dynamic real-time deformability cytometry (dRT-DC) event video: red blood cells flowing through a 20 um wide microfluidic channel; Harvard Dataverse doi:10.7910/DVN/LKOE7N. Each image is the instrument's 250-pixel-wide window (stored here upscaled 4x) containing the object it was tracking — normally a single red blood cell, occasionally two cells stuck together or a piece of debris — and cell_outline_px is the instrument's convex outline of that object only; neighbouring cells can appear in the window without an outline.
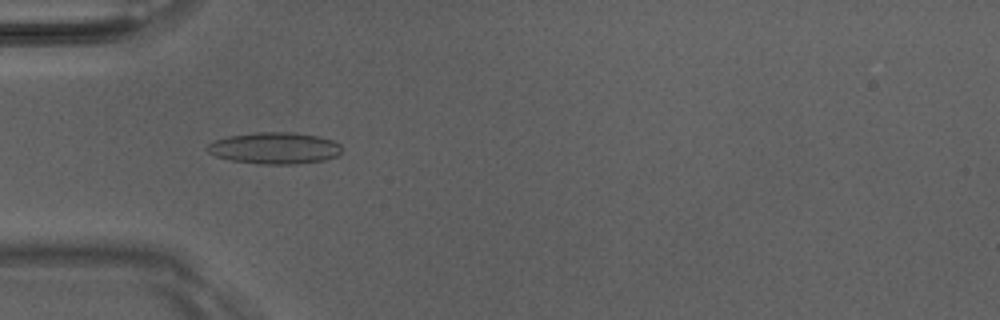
{"species": "Egyptian fruit bat (a non-hibernating species)", "species_latin": "Rousettus aegyptiacus", "temperature_condition": "room temperature", "stored_images_in_passage": 18, "camera_frame_rate_fps": 3000, "um_per_image_px": 0.085, "animal": {"sex": "male"}, "frame": {"image": 1, "passage_image": 7, "time_ms": 2.0, "image_size_px": [1000, 320], "cell_outline_px": [[340, 156], [324, 160], [296, 164], [260, 164], [232, 160], [216, 156], [208, 152], [204, 148], [208, 144], [216, 140], [228, 136], [256, 132], [292, 132], [320, 136], [332, 140], [340, 144]], "centroid_in_image_um": [23.36, 12.59], "position_along_channel_um": 61.6, "area_um2": 24.85}}